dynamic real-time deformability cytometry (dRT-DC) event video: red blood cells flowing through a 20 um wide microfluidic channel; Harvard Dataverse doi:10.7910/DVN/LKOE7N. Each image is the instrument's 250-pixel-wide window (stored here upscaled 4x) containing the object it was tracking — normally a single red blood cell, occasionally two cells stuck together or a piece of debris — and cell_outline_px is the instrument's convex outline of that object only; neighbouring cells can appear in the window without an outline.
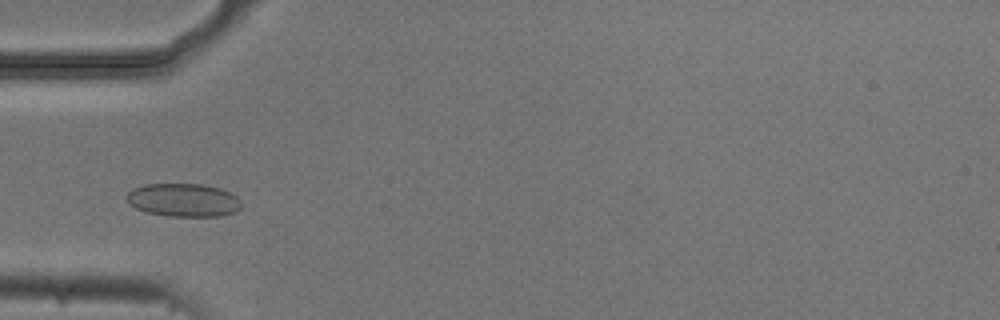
{"species": "common noctule bat (a hibernating species)", "species_latin": "Nyctalus noctula", "temperature_condition": "cold", "stored_images_in_passage": 4, "camera_frame_rate_fps": 3000, "um_per_image_px": 0.085, "animal": {"sex": "male", "body_mass_g": 20.5, "forearm_length_mm": 52.5}, "frame": {"image": 1, "passage_image": 3, "time_ms": 0.667, "image_size_px": [1000, 320], "cell_outline_px": [[244, 204], [236, 212], [220, 216], [168, 216], [148, 212], [136, 208], [128, 204], [128, 192], [132, 188], [144, 184], [204, 184], [220, 188], [236, 196]], "centroid_in_image_um": [15.62, 17.0], "position_along_channel_um": 69.4, "area_um2": 22.31}}
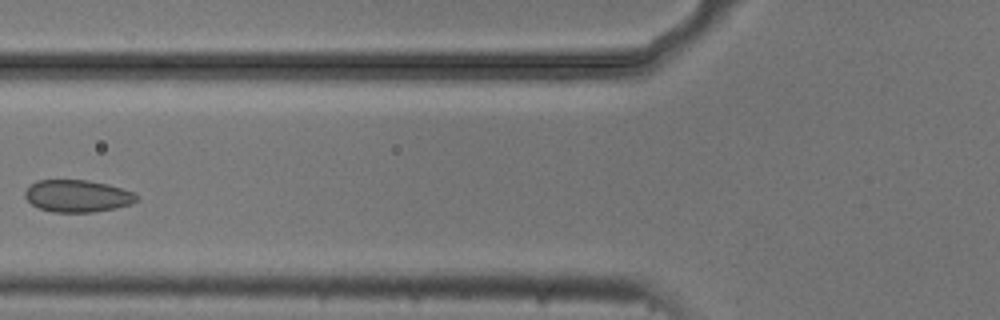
{"frame": {"image": 2, "passage_image": 4, "time_ms": 1.0, "image_size_px": [1000, 320], "cell_outline_px": [[140, 200], [132, 204], [116, 208], [92, 212], [52, 212], [40, 208], [32, 204], [24, 196], [24, 192], [36, 180], [88, 180], [108, 184], [136, 192], [140, 196]], "centroid_in_image_um": [6.66, 16.66], "position_along_channel_um": 119.1, "area_um2": 21.15}}